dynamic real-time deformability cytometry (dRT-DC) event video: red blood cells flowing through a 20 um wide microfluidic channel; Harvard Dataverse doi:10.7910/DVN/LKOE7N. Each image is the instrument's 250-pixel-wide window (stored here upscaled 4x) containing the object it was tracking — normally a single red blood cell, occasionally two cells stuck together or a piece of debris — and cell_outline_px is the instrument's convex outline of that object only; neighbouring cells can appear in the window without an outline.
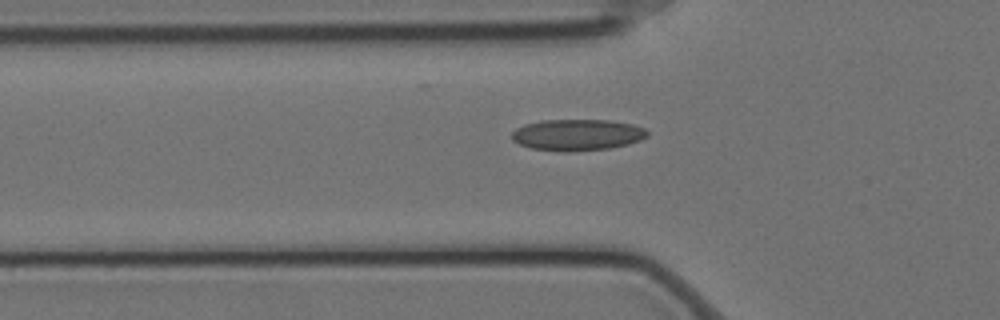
{"species": "Egyptian fruit bat (a non-hibernating species)", "species_latin": "Rousettus aegyptiacus", "temperature_condition": "cold", "stored_images_in_passage": 43, "camera_frame_rate_fps": 3000, "um_per_image_px": 0.085, "animal": {"sex": "female"}, "frame": {"image": 1, "passage_image": 11, "time_ms": 3.333, "image_size_px": [1000, 320], "cell_outline_px": [[648, 136], [640, 140], [628, 144], [608, 148], [568, 152], [560, 152], [532, 148], [520, 144], [512, 140], [512, 132], [516, 128], [524, 124], [540, 120], [612, 120], [632, 124], [644, 128], [648, 132]], "centroid_in_image_um": [49.06, 11.46], "position_along_channel_um": 76.7, "area_um2": 24.85}}
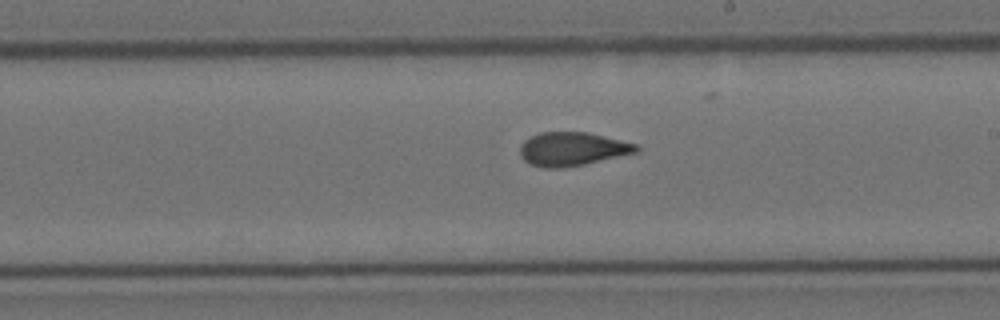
{"frame": {"image": 2, "passage_image": 25, "time_ms": 8.0, "image_size_px": [1000, 320], "cell_outline_px": [[640, 152], [584, 164], [564, 168], [544, 168], [528, 164], [520, 156], [520, 144], [524, 140], [540, 132], [588, 132], [636, 144], [640, 148]], "centroid_in_image_um": [48.63, 12.67], "position_along_channel_um": 240.4, "area_um2": 22.95}}
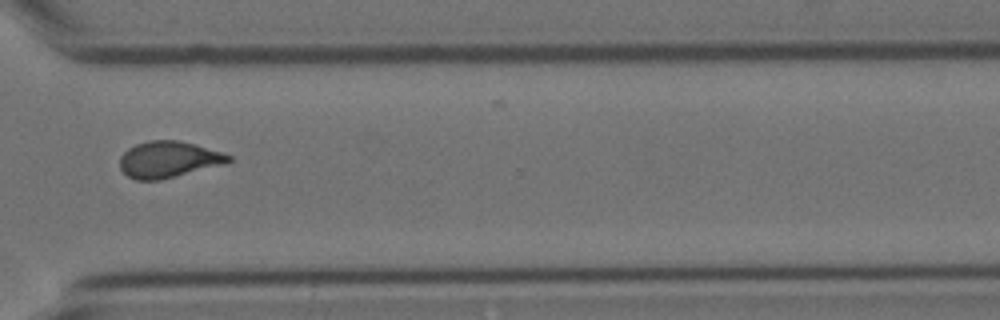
{"frame": {"image": 3, "passage_image": 35, "time_ms": 11.333, "image_size_px": [1000, 320], "cell_outline_px": [[232, 160], [224, 164], [160, 180], [136, 180], [128, 176], [120, 168], [120, 156], [128, 148], [136, 144], [148, 140], [176, 140], [196, 144], [232, 156]], "centroid_in_image_um": [14.3, 13.55], "position_along_channel_um": 356.3, "area_um2": 22.95}, "authors_computed_cell_mechanics": {"area_um2": 23.12, "velocity_mm_per_s": 3.4884, "shape_relaxation_time_tau1_ms": null, "shape_relaxation_time_tau2_ms": 1.6139, "deformation_change_tau1": null, "deformation_change_tau2": 0.0781}}